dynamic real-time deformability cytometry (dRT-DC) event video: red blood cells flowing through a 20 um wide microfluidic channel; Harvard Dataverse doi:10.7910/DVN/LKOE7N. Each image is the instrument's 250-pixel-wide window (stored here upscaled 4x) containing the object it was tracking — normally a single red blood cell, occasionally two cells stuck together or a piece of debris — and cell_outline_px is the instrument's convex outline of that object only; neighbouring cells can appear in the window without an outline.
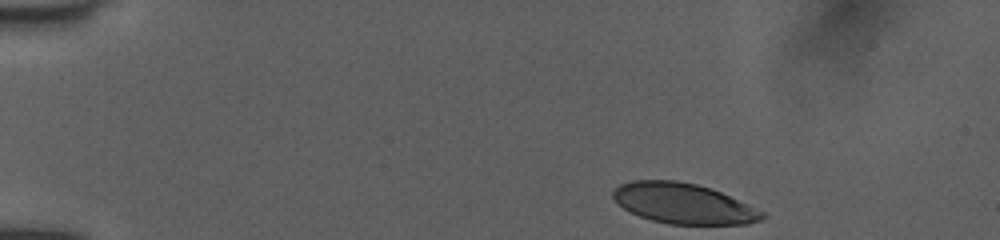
{"species": "human", "species_latin": "Homo sapiens", "temperature_condition": "room temperature", "stored_images_in_passage": 44, "camera_frame_rate_fps": 3000, "um_per_image_px": 0.085, "donor": {"sex": "female"}, "frame": {"image": 1, "passage_image": 1, "time_ms": 0.0, "image_size_px": [1000, 240], "cell_outline_px": [[768, 216], [760, 220], [748, 224], [668, 224], [652, 220], [640, 216], [624, 208], [612, 196], [612, 192], [620, 184], [632, 180], [676, 180], [696, 184], [720, 192], [764, 212]], "centroid_in_image_um": [58.09, 17.3], "position_along_channel_um": 26.9, "area_um2": 34.74}}
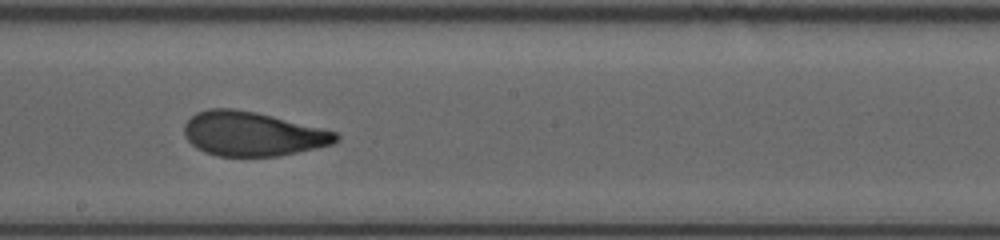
{"frame": {"image": 2, "passage_image": 23, "time_ms": 7.333, "image_size_px": [1000, 240], "cell_outline_px": [[340, 140], [332, 144], [316, 148], [276, 156], [216, 156], [204, 152], [196, 148], [184, 136], [184, 124], [196, 112], [208, 108], [232, 108], [256, 112], [336, 132], [340, 136]], "centroid_in_image_um": [21.42, 11.38], "position_along_channel_um": 226.8, "area_um2": 39.02}}
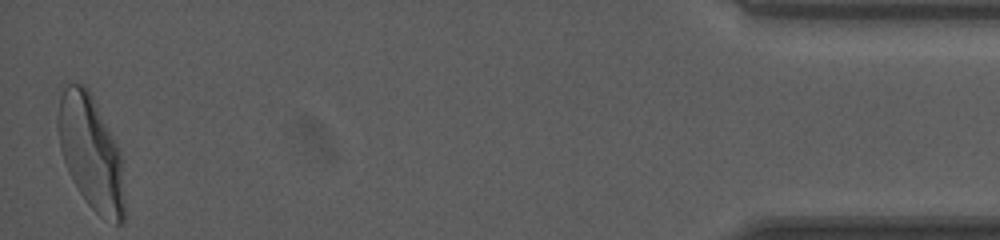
{"frame": {"image": 3, "passage_image": 44, "time_ms": 14.333, "image_size_px": [1000, 240], "cell_outline_px": [[124, 224], [116, 224], [100, 216], [88, 204], [72, 180], [68, 172], [60, 148], [56, 128], [56, 116], [60, 84], [84, 84], [88, 88], [120, 152], [124, 200]], "centroid_in_image_um": [7.67, 12.92], "position_along_channel_um": 427.5, "area_um2": 44.33}, "authors_computed_cell_mechanics": {"area_um2": 39.304, "velocity_mm_per_s": 3.9935, "shape_relaxation_time_tau1_ms": 4.9316, "shape_relaxation_time_tau2_ms": 0.8453, "deformation_change_tau1": 0.189, "deformation_change_tau2": 0.0756}}